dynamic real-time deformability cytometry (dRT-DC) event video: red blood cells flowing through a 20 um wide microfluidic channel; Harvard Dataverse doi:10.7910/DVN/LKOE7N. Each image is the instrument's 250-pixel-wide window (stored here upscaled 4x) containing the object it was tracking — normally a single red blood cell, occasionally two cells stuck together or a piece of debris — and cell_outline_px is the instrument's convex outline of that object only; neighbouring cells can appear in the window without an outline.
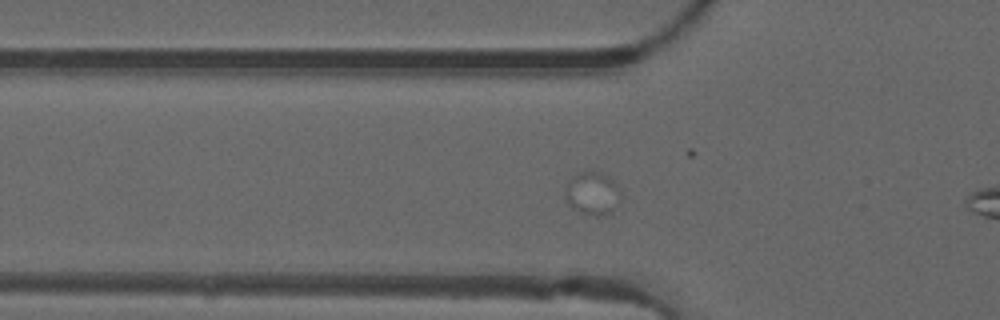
{"species": "common noctule bat (a hibernating species)", "species_latin": "Nyctalus noctula", "temperature_condition": "warm", "stored_images_in_passage": 6, "camera_frame_rate_fps": 3000, "um_per_image_px": 0.085, "animal": {"sex": "male", "forearm_length_mm": 52.5}, "frame": {"image": 1, "passage_image": 4, "time_ms": 1.0, "image_size_px": [1000, 320], "cell_outline_px": [[620, 200], [616, 208], [604, 216], [596, 216], [580, 212], [572, 208], [568, 204], [564, 196], [564, 192], [572, 176], [576, 172], [600, 172], [608, 176], [616, 184], [620, 192]], "centroid_in_image_um": [50.35, 16.45], "position_along_channel_um": 75.5, "area_um2": 13.99}}